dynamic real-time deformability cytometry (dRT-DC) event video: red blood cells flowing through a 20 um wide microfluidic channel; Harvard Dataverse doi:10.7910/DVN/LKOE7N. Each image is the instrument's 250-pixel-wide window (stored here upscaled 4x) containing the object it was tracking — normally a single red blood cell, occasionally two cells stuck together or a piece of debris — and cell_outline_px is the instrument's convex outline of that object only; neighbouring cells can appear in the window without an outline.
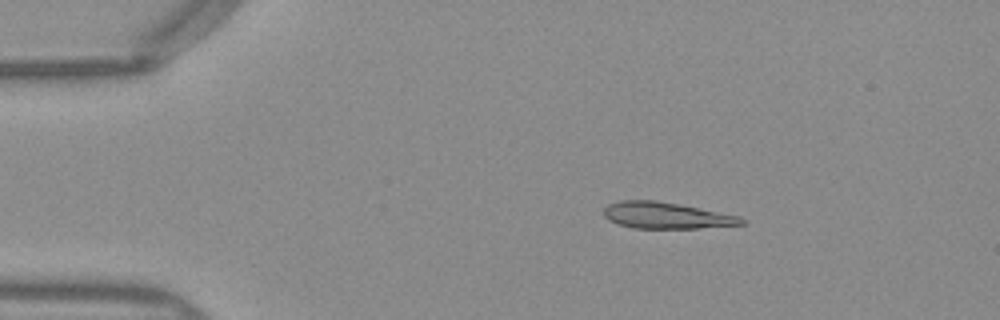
{"species": "Egyptian fruit bat (a non-hibernating species)", "species_latin": "Rousettus aegyptiacus", "temperature_condition": "warm", "stored_images_in_passage": 50, "camera_frame_rate_fps": 3000, "um_per_image_px": 0.085, "frame": {"image": 1, "passage_image": 8, "time_ms": 2.333, "image_size_px": [1000, 320], "cell_outline_px": [[744, 224], [696, 228], [636, 228], [620, 224], [604, 216], [604, 208], [608, 204], [620, 200], [656, 200], [680, 204], [740, 216], [744, 220]], "centroid_in_image_um": [56.63, 18.3], "position_along_channel_um": 28.4, "area_um2": 20.92}}
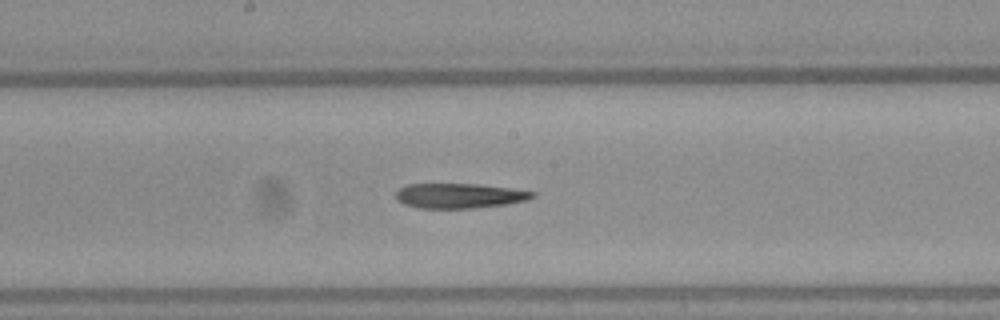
{"frame": {"image": 2, "passage_image": 26, "time_ms": 8.333, "image_size_px": [1000, 320], "cell_outline_px": [[536, 196], [528, 200], [504, 204], [472, 208], [420, 208], [404, 204], [396, 200], [396, 192], [400, 188], [408, 184], [480, 184], [536, 192]], "centroid_in_image_um": [39.04, 16.63], "position_along_channel_um": 209.2, "area_um2": 19.71}}
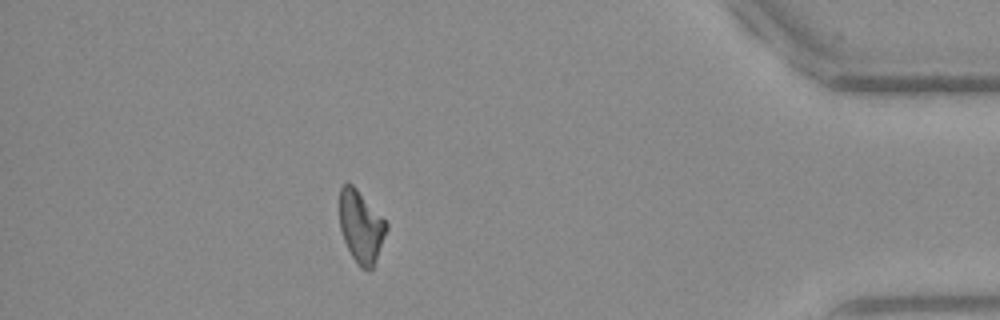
{"frame": {"image": 3, "passage_image": 44, "time_ms": 14.333, "image_size_px": [1000, 320], "cell_outline_px": [[388, 228], [376, 260], [372, 268], [360, 268], [352, 256], [344, 240], [340, 228], [340, 188], [348, 180], [356, 188], [388, 224]], "centroid_in_image_um": [30.68, 19.24], "position_along_channel_um": 404.5, "area_um2": 19.36}, "authors_computed_cell_mechanics": {"area_um2": 20.8369, "velocity_mm_per_s": 4.0142, "shape_relaxation_time_tau1_ms": null, "shape_relaxation_time_tau2_ms": 4.5809, "deformation_change_tau1": null, "deformation_change_tau2": 0.1445}}